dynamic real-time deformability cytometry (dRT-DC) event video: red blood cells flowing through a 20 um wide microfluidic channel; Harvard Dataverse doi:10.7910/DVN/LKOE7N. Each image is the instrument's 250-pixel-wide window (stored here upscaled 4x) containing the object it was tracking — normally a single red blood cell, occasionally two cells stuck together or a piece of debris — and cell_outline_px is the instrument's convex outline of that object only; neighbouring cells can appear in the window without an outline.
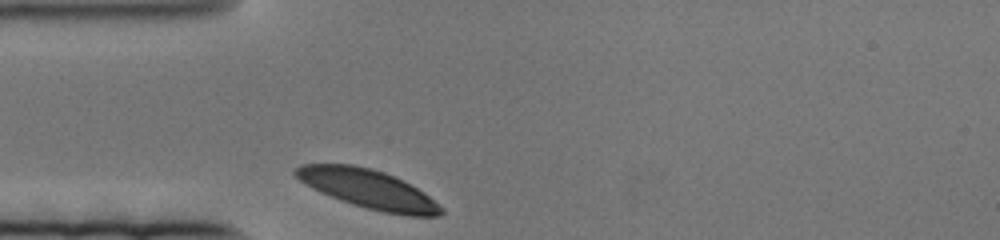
{"species": "human", "species_latin": "Homo sapiens", "temperature_condition": "cold", "stored_images_in_passage": 44, "camera_frame_rate_fps": 3000, "um_per_image_px": 0.085, "donor": {"sex": "female"}, "frame": {"image": 1, "passage_image": 1, "time_ms": 0.0, "image_size_px": [1000, 240], "cell_outline_px": [[444, 212], [440, 216], [408, 216], [384, 212], [368, 208], [320, 192], [312, 188], [300, 180], [292, 172], [300, 164], [352, 164], [372, 168], [384, 172], [416, 188], [428, 196], [444, 208]], "centroid_in_image_um": [31.3, 16.06], "position_along_channel_um": 53.7, "area_um2": 32.31}}
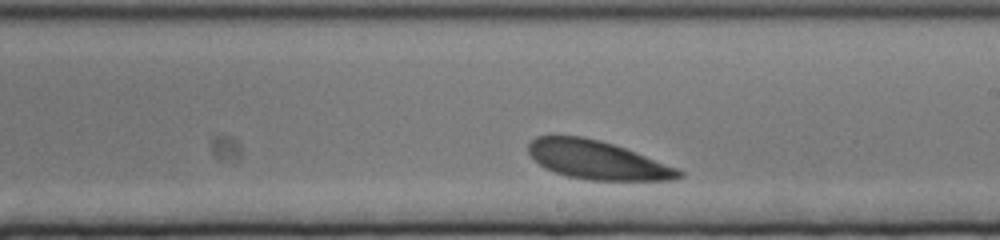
{"frame": {"image": 2, "passage_image": 26, "time_ms": 8.333, "image_size_px": [1000, 240], "cell_outline_px": [[684, 176], [676, 180], [588, 180], [568, 176], [544, 168], [528, 152], [528, 144], [536, 136], [552, 132], [584, 136], [600, 140], [624, 148], [676, 168], [684, 172]], "centroid_in_image_um": [50.69, 13.56], "position_along_channel_um": 238.3, "area_um2": 34.1}}
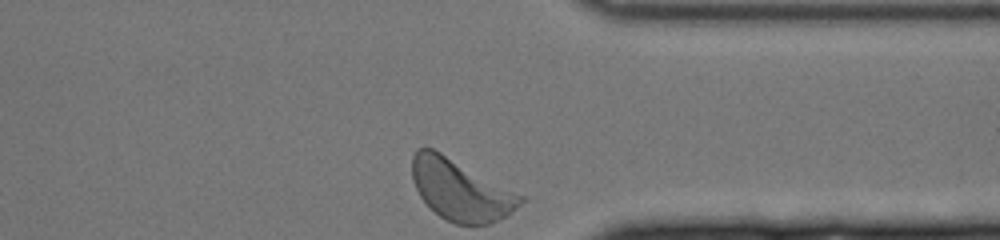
{"frame": {"image": 3, "passage_image": 44, "time_ms": 14.333, "image_size_px": [1000, 240], "cell_outline_px": [[524, 200], [516, 208], [492, 224], [456, 224], [440, 216], [420, 196], [412, 180], [412, 156], [416, 148], [432, 148], [440, 152], [524, 196]], "centroid_in_image_um": [39.13, 16.14], "position_along_channel_um": 372.3, "area_um2": 37.8}}